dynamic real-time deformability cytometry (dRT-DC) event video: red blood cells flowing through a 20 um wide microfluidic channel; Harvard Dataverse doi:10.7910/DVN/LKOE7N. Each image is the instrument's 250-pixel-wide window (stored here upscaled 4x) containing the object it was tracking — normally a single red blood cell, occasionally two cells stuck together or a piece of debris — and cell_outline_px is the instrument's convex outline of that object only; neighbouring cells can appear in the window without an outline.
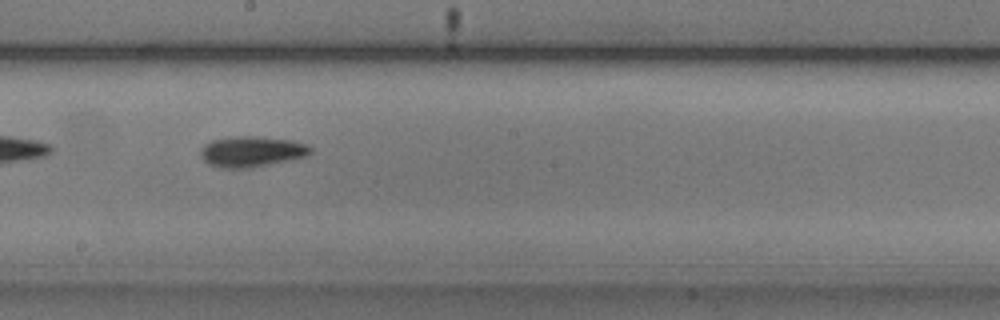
{"species": "common noctule bat (a hibernating species)", "species_latin": "Nyctalus noctula", "temperature_condition": "cold", "stored_images_in_passage": 33, "camera_frame_rate_fps": 3000, "um_per_image_px": 0.085, "animal": {"sex": "male", "body_mass_g": 20.5, "forearm_length_mm": 52.5}, "frame": {"image": 1, "passage_image": 13, "time_ms": 4.0, "image_size_px": [1000, 320], "cell_outline_px": [[312, 152], [308, 156], [248, 168], [224, 168], [208, 164], [200, 156], [200, 148], [208, 140], [228, 136], [256, 136], [296, 140], [308, 144], [312, 148]], "centroid_in_image_um": [21.38, 12.85], "position_along_channel_um": 226.8, "area_um2": 20.06}}